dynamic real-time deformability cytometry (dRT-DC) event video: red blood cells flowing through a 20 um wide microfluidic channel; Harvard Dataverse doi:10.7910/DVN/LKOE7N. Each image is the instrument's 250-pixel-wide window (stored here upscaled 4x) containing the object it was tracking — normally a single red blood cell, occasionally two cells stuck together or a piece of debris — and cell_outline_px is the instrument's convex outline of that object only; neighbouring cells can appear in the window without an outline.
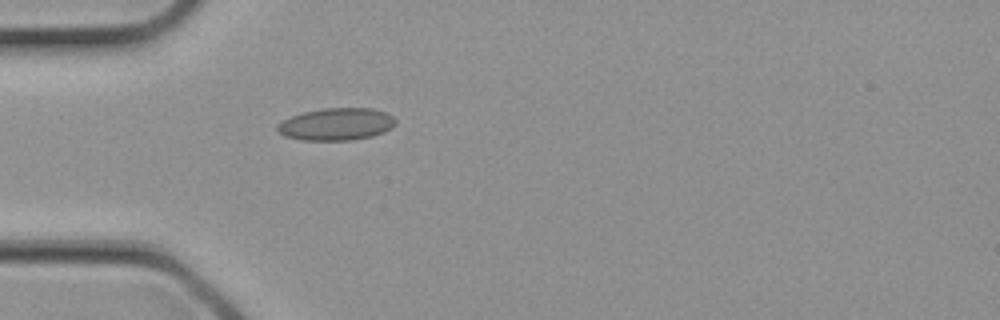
{"species": "common noctule bat (a hibernating species)", "species_latin": "Nyctalus noctula", "temperature_condition": "cold", "stored_images_in_passage": 2, "camera_frame_rate_fps": 3000, "um_per_image_px": 0.085, "animal": {"sex": "female", "body_mass_g": 21.9}, "frame": {"image": 1, "passage_image": 2, "time_ms": 0.333, "image_size_px": [1000, 320], "cell_outline_px": [[396, 124], [392, 128], [384, 132], [372, 136], [352, 140], [300, 140], [284, 136], [276, 128], [276, 124], [292, 116], [304, 112], [320, 108], [372, 108], [384, 112], [392, 116], [396, 120]], "centroid_in_image_um": [28.6, 10.56], "position_along_channel_um": 56.4, "area_um2": 22.31}}